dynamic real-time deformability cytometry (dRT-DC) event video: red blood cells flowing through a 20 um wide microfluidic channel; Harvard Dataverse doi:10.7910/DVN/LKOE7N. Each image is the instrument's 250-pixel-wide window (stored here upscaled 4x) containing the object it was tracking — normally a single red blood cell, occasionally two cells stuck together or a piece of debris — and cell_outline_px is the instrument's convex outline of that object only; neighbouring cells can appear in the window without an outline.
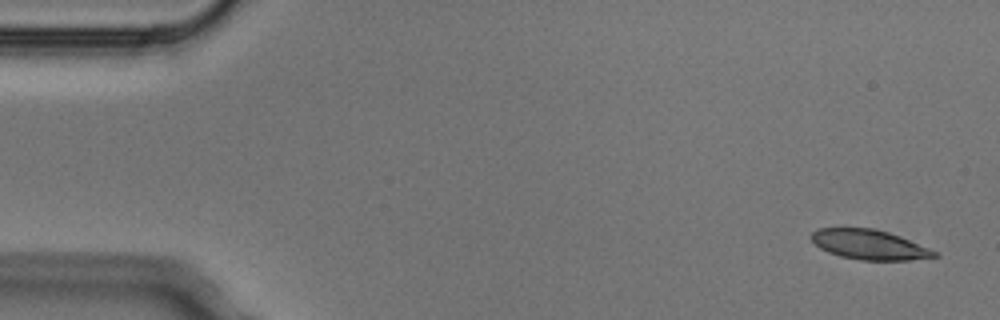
{"species": "Egyptian fruit bat (a non-hibernating species)", "species_latin": "Rousettus aegyptiacus", "temperature_condition": "cold", "stored_images_in_passage": 6, "camera_frame_rate_fps": 3000, "um_per_image_px": 0.085, "animal": {"sex": "male"}, "frame": {"image": 1, "passage_image": 1, "time_ms": 0.0, "image_size_px": [1000, 320], "cell_outline_px": [[940, 256], [908, 260], [860, 260], [840, 256], [828, 252], [820, 248], [812, 240], [812, 232], [816, 228], [872, 228], [888, 232], [900, 236], [928, 248], [936, 252]], "centroid_in_image_um": [73.87, 20.79], "position_along_channel_um": 11.1, "area_um2": 21.15}}
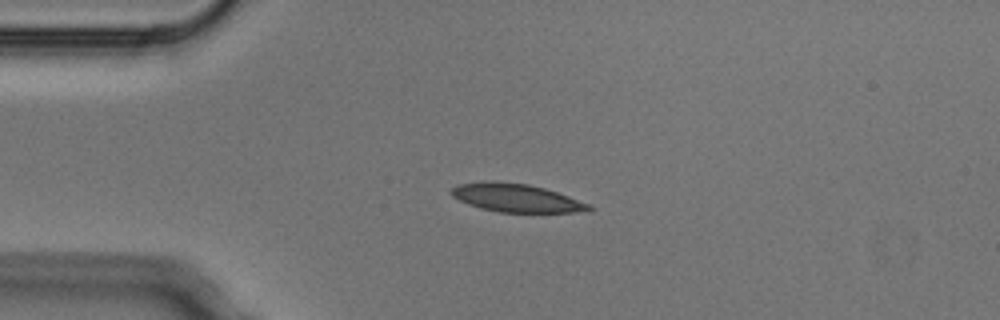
{"frame": {"image": 2, "passage_image": 4, "time_ms": 1.0, "image_size_px": [1000, 320], "cell_outline_px": [[592, 208], [588, 212], [500, 212], [480, 208], [468, 204], [452, 196], [452, 188], [460, 184], [484, 180], [492, 180], [528, 184], [544, 188], [568, 196], [588, 204]], "centroid_in_image_um": [43.86, 16.81], "position_along_channel_um": 41.1, "area_um2": 22.48}}
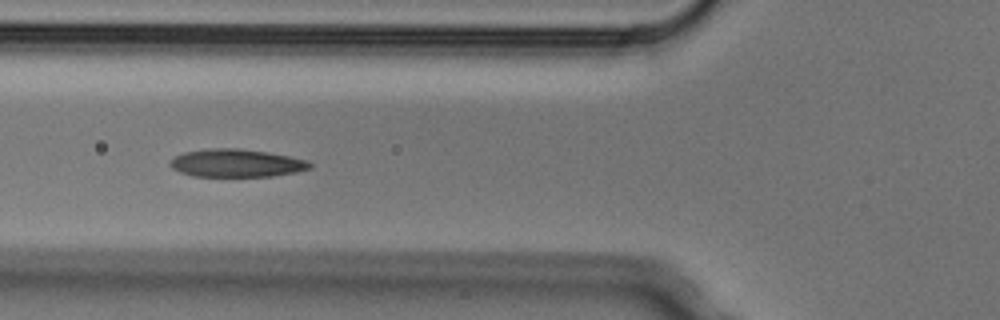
{"frame": {"image": 3, "passage_image": 6, "time_ms": 1.667, "image_size_px": [1000, 320], "cell_outline_px": [[312, 168], [296, 172], [272, 176], [192, 176], [180, 172], [172, 168], [168, 164], [176, 156], [184, 152], [208, 148], [240, 148], [268, 152], [308, 160], [312, 164]], "centroid_in_image_um": [20.11, 13.86], "position_along_channel_um": 105.7, "area_um2": 22.77}}